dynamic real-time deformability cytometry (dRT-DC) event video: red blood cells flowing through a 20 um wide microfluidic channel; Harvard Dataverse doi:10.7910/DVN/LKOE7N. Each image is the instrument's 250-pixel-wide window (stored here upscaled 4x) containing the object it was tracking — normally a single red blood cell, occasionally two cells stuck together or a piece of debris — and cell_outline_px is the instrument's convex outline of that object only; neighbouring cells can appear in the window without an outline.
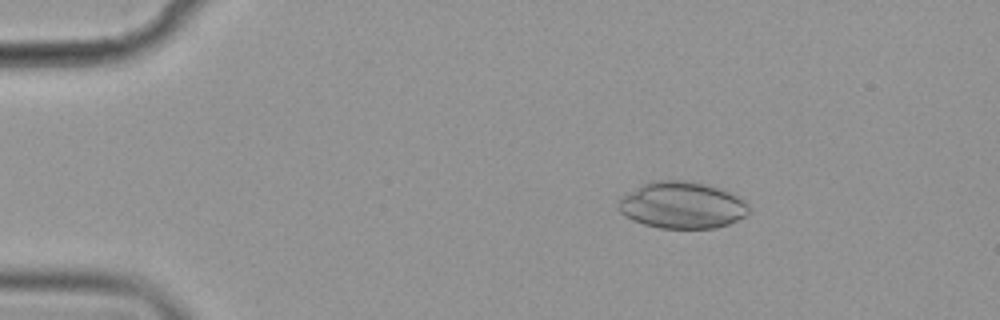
{"species": "common noctule bat (a hibernating species)", "species_latin": "Nyctalus noctula", "temperature_condition": "cold", "stored_images_in_passage": 57, "camera_frame_rate_fps": 3000, "um_per_image_px": 0.085, "animal": {"sex": "female", "body_mass_g": 19.9}, "frame": {"image": 1, "passage_image": 10, "time_ms": 3.0, "image_size_px": [1000, 320], "cell_outline_px": [[748, 216], [728, 224], [716, 228], [660, 228], [644, 224], [632, 220], [624, 216], [616, 208], [620, 196], [640, 184], [652, 180], [680, 180], [704, 184], [728, 192], [744, 200], [748, 204]], "centroid_in_image_um": [57.91, 17.44], "position_along_channel_um": 27.1, "area_um2": 35.72}}
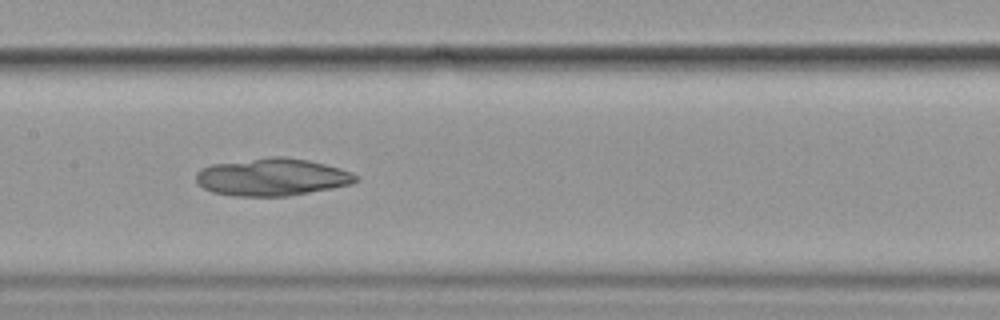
{"frame": {"image": 2, "passage_image": 29, "time_ms": 9.333, "image_size_px": [1000, 320], "cell_outline_px": [[360, 176], [352, 184], [332, 188], [288, 196], [236, 196], [212, 192], [204, 188], [196, 180], [196, 172], [200, 168], [212, 164], [272, 156], [284, 156], [308, 160], [340, 168], [352, 172]], "centroid_in_image_um": [23.13, 15.04], "position_along_channel_um": 184.3, "area_um2": 34.91}}
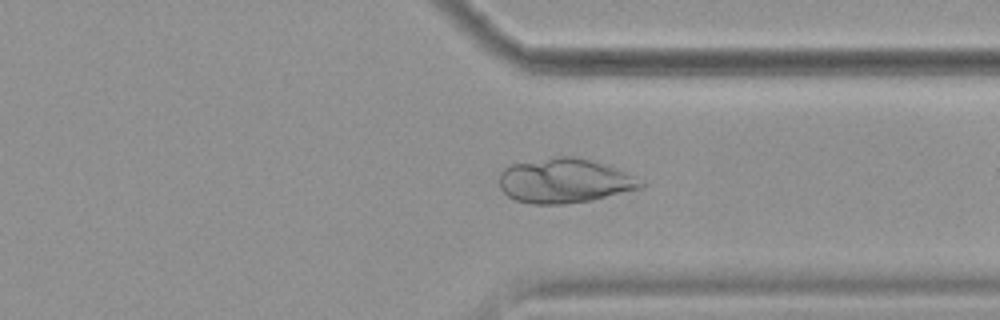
{"frame": {"image": 3, "passage_image": 44, "time_ms": 14.333, "image_size_px": [1000, 320], "cell_outline_px": [[644, 184], [640, 188], [592, 200], [560, 204], [532, 204], [516, 200], [508, 196], [500, 188], [500, 172], [504, 168], [512, 164], [556, 156], [572, 156], [588, 160], [616, 168], [632, 176]], "centroid_in_image_um": [47.92, 15.37], "position_along_channel_um": 363.5, "area_um2": 36.18}}